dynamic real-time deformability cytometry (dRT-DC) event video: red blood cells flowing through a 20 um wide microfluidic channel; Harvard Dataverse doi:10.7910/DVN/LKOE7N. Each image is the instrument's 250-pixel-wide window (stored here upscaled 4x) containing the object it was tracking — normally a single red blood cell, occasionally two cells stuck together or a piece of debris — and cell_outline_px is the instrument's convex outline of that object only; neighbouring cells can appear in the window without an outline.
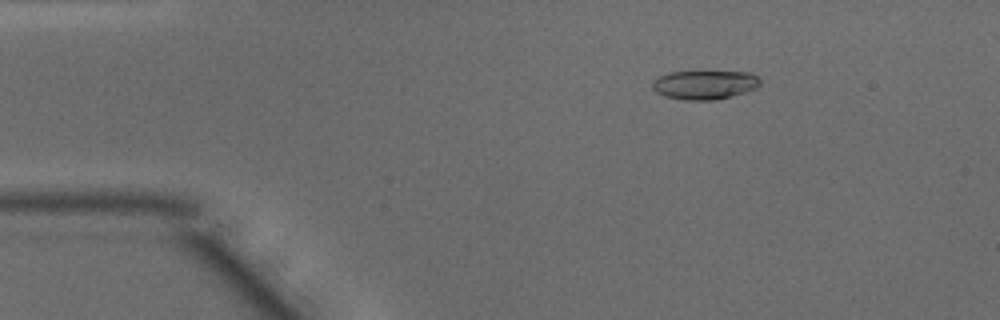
{"species": "common noctule bat (a hibernating species)", "species_latin": "Nyctalus noctula", "temperature_condition": "warm", "stored_images_in_passage": 42, "camera_frame_rate_fps": 3000, "um_per_image_px": 0.085, "animal": {"sex": "male", "body_mass_g": 15.6}, "frame": {"image": 1, "passage_image": 1, "time_ms": 0.0, "image_size_px": [1000, 320], "cell_outline_px": [[760, 84], [756, 88], [744, 92], [716, 100], [684, 100], [664, 96], [656, 92], [652, 88], [652, 80], [668, 72], [752, 72], [760, 80]], "centroid_in_image_um": [59.87, 7.21], "position_along_channel_um": 25.1, "area_um2": 18.15}}
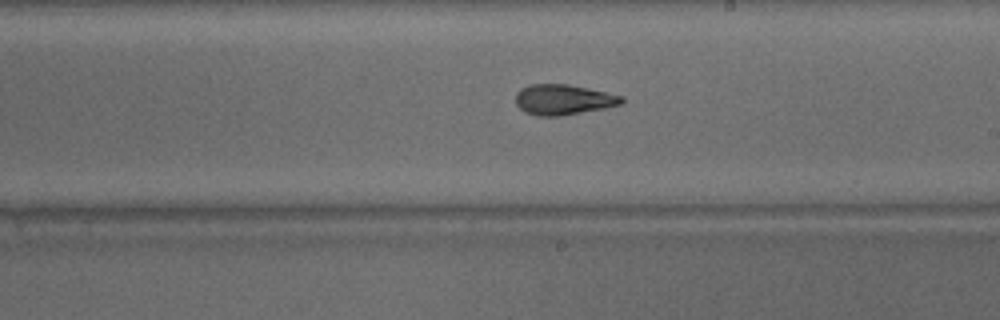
{"frame": {"image": 2, "passage_image": 21, "time_ms": 6.667, "image_size_px": [1000, 320], "cell_outline_px": [[624, 100], [620, 104], [604, 108], [560, 116], [536, 116], [524, 112], [516, 104], [516, 92], [520, 88], [532, 84], [568, 84], [624, 96]], "centroid_in_image_um": [47.85, 8.47], "position_along_channel_um": 241.2, "area_um2": 18.73}}
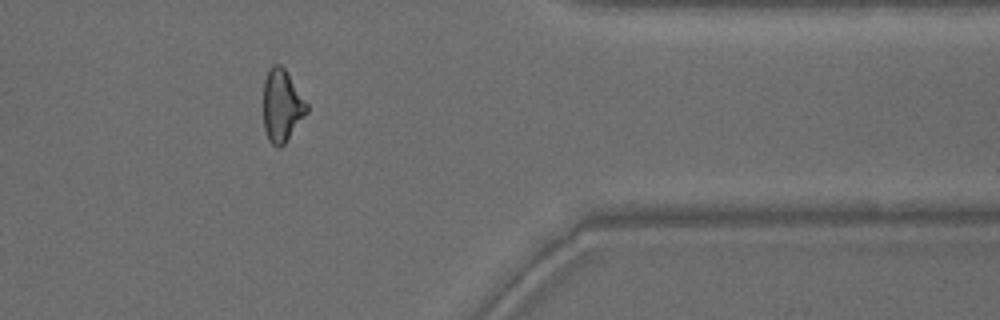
{"frame": {"image": 3, "passage_image": 33, "time_ms": 10.667, "image_size_px": [1000, 320], "cell_outline_px": [[308, 112], [284, 144], [280, 148], [276, 148], [268, 140], [264, 128], [264, 80], [268, 68], [272, 64], [280, 64], [284, 68], [308, 104]], "centroid_in_image_um": [23.95, 8.99], "position_along_channel_um": 387.4, "area_um2": 18.32}, "authors_computed_cell_mechanics": {"area_um2": 18.6983, "velocity_mm_per_s": 4.14, "shape_relaxation_time_tau1_ms": 7.1694, "shape_relaxation_time_tau2_ms": 2.4631, "deformation_change_tau1": 0.208, "deformation_change_tau2": 0.1147}}